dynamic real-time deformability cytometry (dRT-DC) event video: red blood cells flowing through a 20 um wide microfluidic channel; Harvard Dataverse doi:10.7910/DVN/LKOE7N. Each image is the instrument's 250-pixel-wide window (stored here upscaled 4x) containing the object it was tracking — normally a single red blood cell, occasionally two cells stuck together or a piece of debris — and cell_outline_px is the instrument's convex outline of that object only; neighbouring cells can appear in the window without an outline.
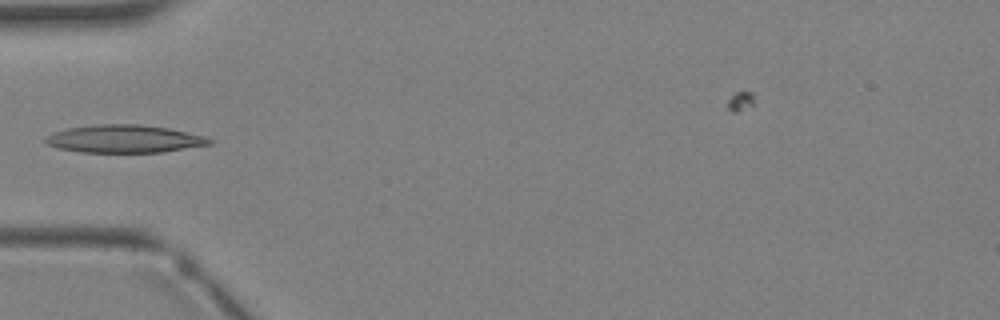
{"species": "Egyptian fruit bat (a non-hibernating species)", "species_latin": "Rousettus aegyptiacus", "temperature_condition": "warm", "stored_images_in_passage": 3, "camera_frame_rate_fps": 3000, "um_per_image_px": 0.085, "animal": {"sex": "female"}, "frame": {"image": 1, "passage_image": 3, "time_ms": 2.333, "image_size_px": [1000, 320], "cell_outline_px": [[212, 144], [164, 152], [80, 152], [56, 148], [48, 144], [44, 140], [48, 136], [56, 132], [68, 128], [96, 124], [140, 124], [168, 128], [204, 136], [212, 140]], "centroid_in_image_um": [10.58, 11.8], "position_along_channel_um": 74.4, "area_um2": 26.41}}